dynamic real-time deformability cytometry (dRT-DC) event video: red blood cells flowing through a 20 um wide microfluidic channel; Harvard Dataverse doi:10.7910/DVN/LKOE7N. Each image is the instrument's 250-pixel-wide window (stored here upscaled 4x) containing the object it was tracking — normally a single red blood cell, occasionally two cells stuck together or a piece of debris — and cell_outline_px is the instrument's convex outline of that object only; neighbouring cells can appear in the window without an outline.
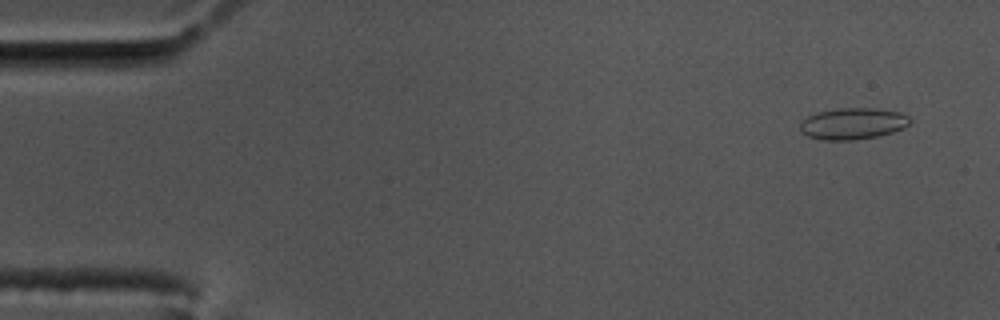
{"species": "common noctule bat (a hibernating species)", "species_latin": "Nyctalus noctula", "temperature_condition": "cold", "stored_images_in_passage": 58, "segment_of_instrument_passage": [1, 2], "camera_frame_rate_fps": 3000, "um_per_image_px": 0.085, "animal": {"sex": "male", "body_mass_g": 17.5, "forearm_length_mm": 52.3}, "frame": {"image": 1, "passage_image": 4, "time_ms": 1.0, "image_size_px": [1000, 320], "cell_outline_px": [[912, 120], [904, 128], [892, 132], [876, 136], [852, 140], [824, 140], [808, 136], [800, 132], [800, 124], [808, 116], [816, 112], [840, 108], [876, 108], [900, 112], [908, 116]], "centroid_in_image_um": [72.49, 10.5], "position_along_channel_um": 12.5, "area_um2": 20.11}}
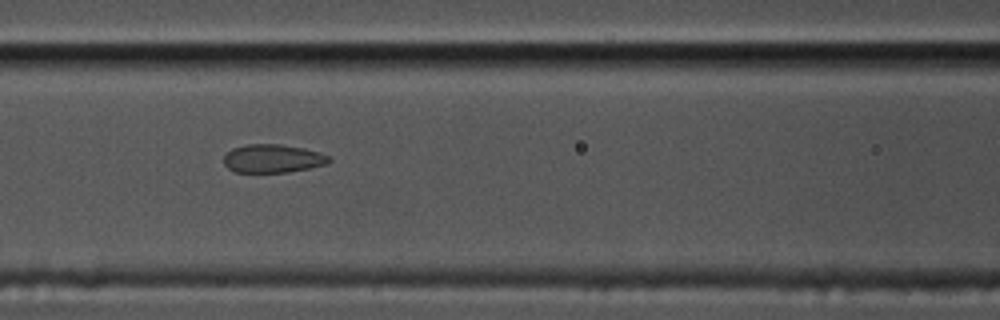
{"frame": {"image": 2, "passage_image": 25, "time_ms": 8.0, "image_size_px": [1000, 320], "cell_outline_px": [[332, 160], [328, 164], [288, 172], [236, 172], [228, 168], [224, 164], [224, 156], [232, 148], [248, 144], [280, 144], [304, 148], [320, 152], [332, 156]], "centroid_in_image_um": [23.23, 13.47], "position_along_channel_um": 143.4, "area_um2": 17.51}}
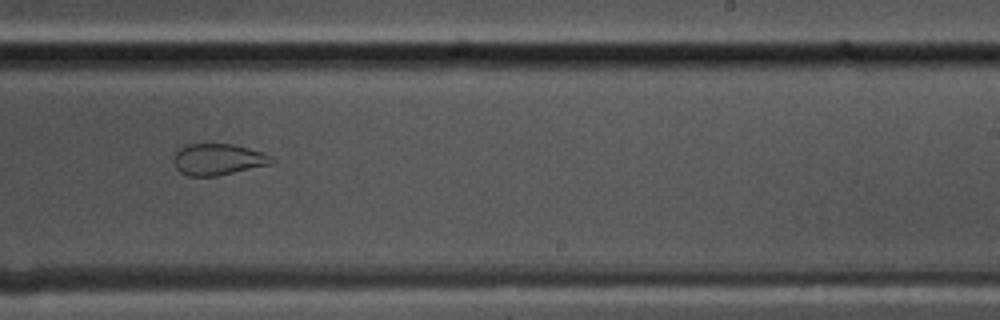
{"frame": {"image": 3, "passage_image": 36, "time_ms": 11.667, "image_size_px": [1000, 320], "cell_outline_px": [[276, 160], [272, 164], [216, 176], [188, 176], [180, 172], [176, 168], [172, 160], [176, 152], [180, 148], [188, 144], [232, 144], [264, 152], [272, 156]], "centroid_in_image_um": [18.55, 13.55], "position_along_channel_um": 270.5, "area_um2": 18.03}}